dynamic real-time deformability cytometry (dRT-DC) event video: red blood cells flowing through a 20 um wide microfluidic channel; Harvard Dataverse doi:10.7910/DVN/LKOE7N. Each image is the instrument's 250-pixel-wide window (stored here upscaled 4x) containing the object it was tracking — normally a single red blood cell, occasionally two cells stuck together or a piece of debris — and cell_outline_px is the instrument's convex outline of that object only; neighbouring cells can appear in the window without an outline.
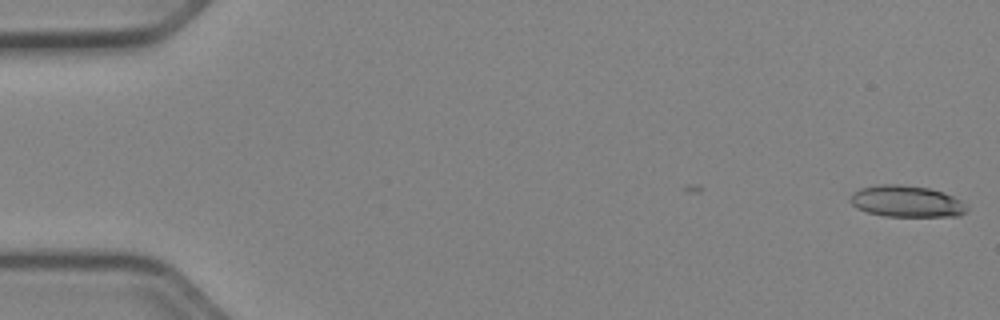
{"species": "Egyptian fruit bat (a non-hibernating species)", "species_latin": "Rousettus aegyptiacus", "temperature_condition": "cold", "stored_images_in_passage": 47, "camera_frame_rate_fps": 3000, "um_per_image_px": 0.085, "animal": {"sex": "female"}, "frame": {"image": 1, "passage_image": 1, "time_ms": 0.0, "image_size_px": [1000, 320], "cell_outline_px": [[968, 208], [960, 216], [884, 216], [868, 212], [856, 208], [848, 200], [852, 192], [860, 188], [876, 184], [900, 184], [928, 188], [944, 192], [960, 200]], "centroid_in_image_um": [77.0, 17.1], "position_along_channel_um": 8.0, "area_um2": 21.5}}
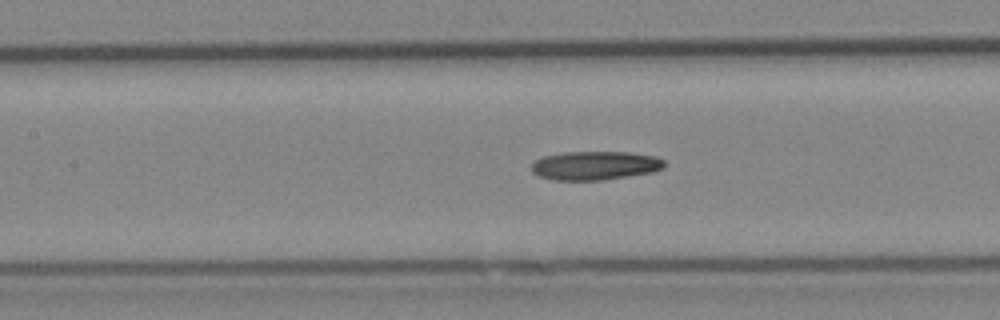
{"frame": {"image": 2, "passage_image": 24, "time_ms": 7.667, "image_size_px": [1000, 320], "cell_outline_px": [[664, 168], [652, 172], [604, 180], [552, 180], [540, 176], [532, 172], [532, 164], [536, 160], [544, 156], [564, 152], [628, 152], [656, 156], [664, 160]], "centroid_in_image_um": [50.59, 14.07], "position_along_channel_um": 156.8, "area_um2": 22.25}}
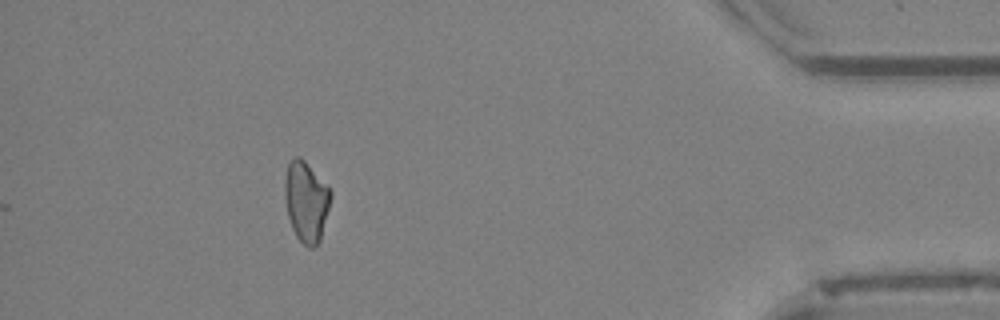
{"frame": {"image": 3, "passage_image": 47, "time_ms": 15.333, "image_size_px": [1000, 320], "cell_outline_px": [[332, 196], [320, 240], [316, 248], [308, 248], [296, 236], [292, 228], [288, 216], [284, 192], [284, 180], [288, 164], [292, 156], [300, 156], [328, 184], [332, 192]], "centroid_in_image_um": [26.03, 17.1], "position_along_channel_um": 409.2, "area_um2": 21.85}}